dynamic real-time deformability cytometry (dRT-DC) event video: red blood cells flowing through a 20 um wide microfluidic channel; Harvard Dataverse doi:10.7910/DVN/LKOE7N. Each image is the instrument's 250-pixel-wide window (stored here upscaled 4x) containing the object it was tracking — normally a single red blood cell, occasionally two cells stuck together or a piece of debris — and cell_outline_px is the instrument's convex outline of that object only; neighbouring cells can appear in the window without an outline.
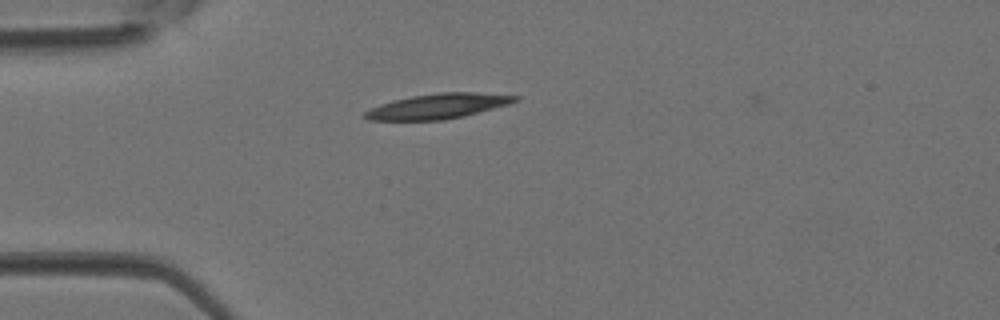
{"species": "Egyptian fruit bat (a non-hibernating species)", "species_latin": "Rousettus aegyptiacus", "temperature_condition": "room temperature", "stored_images_in_passage": 4, "camera_frame_rate_fps": 3000, "um_per_image_px": 0.085, "animal": {"sex": "female"}, "frame": {"image": 1, "passage_image": 4, "time_ms": 1.0, "image_size_px": [1000, 320], "cell_outline_px": [[520, 100], [508, 104], [464, 116], [444, 120], [368, 120], [360, 116], [364, 112], [380, 104], [392, 100], [412, 96], [440, 92], [472, 92], [520, 96]], "centroid_in_image_um": [37.2, 9.03], "position_along_channel_um": 47.8, "area_um2": 21.91}}